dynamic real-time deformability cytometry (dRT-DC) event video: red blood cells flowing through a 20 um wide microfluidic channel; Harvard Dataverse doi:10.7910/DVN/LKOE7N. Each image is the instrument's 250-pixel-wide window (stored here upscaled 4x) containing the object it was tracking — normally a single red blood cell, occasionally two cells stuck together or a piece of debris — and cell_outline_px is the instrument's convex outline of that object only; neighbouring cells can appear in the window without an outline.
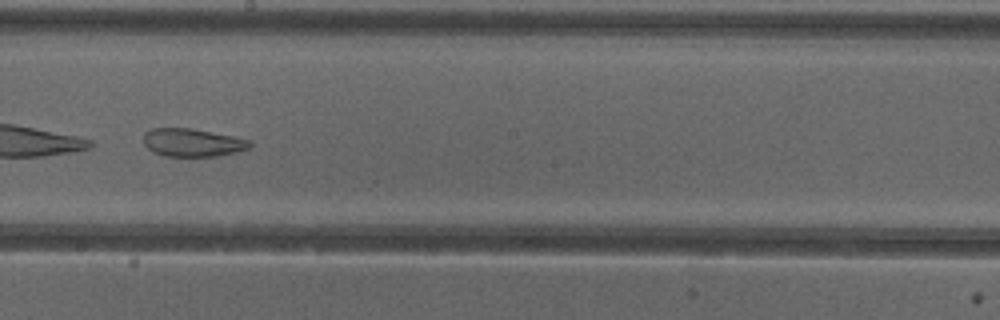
{"species": "common noctule bat (a hibernating species)", "species_latin": "Nyctalus noctula", "temperature_condition": "cold", "stored_images_in_passage": 50, "camera_frame_rate_fps": 3000, "um_per_image_px": 0.085, "animal": {"sex": "female"}, "frame": {"image": 1, "passage_image": 29, "time_ms": 9.333, "image_size_px": [1000, 320], "cell_outline_px": [[252, 144], [248, 148], [236, 152], [216, 156], [164, 156], [152, 152], [144, 144], [144, 132], [152, 128], [192, 128], [252, 140]], "centroid_in_image_um": [16.35, 12.11], "position_along_channel_um": 231.9, "area_um2": 17.4}}